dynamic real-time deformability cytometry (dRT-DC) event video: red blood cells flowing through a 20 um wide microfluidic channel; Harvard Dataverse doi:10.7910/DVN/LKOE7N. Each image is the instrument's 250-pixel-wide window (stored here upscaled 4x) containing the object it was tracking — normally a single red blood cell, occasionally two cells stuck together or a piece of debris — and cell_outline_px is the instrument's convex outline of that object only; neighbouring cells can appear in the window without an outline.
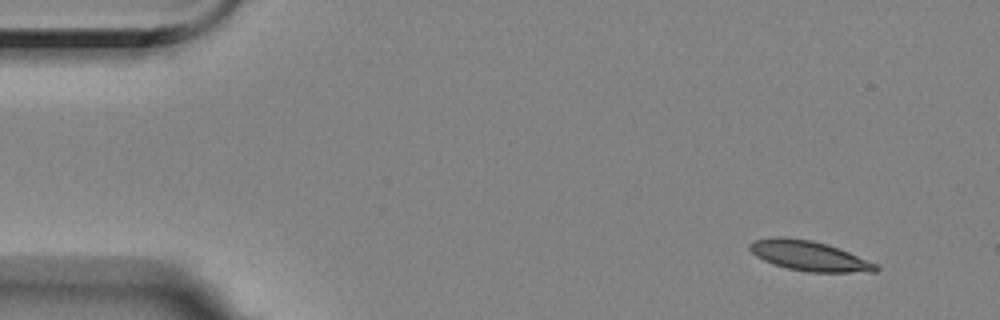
{"species": "Egyptian fruit bat (a non-hibernating species)", "species_latin": "Rousettus aegyptiacus", "temperature_condition": "room temperature", "stored_images_in_passage": 53, "camera_frame_rate_fps": 3000, "um_per_image_px": 0.085, "animal": {"sex": "female"}, "frame": {"image": 1, "passage_image": 1, "time_ms": 0.0, "image_size_px": [1000, 320], "cell_outline_px": [[880, 268], [876, 272], [808, 272], [788, 268], [772, 264], [756, 256], [748, 248], [748, 244], [752, 240], [772, 236], [780, 236], [812, 240], [828, 244], [840, 248], [876, 264]], "centroid_in_image_um": [68.74, 21.73], "position_along_channel_um": 16.3, "area_um2": 22.2}}
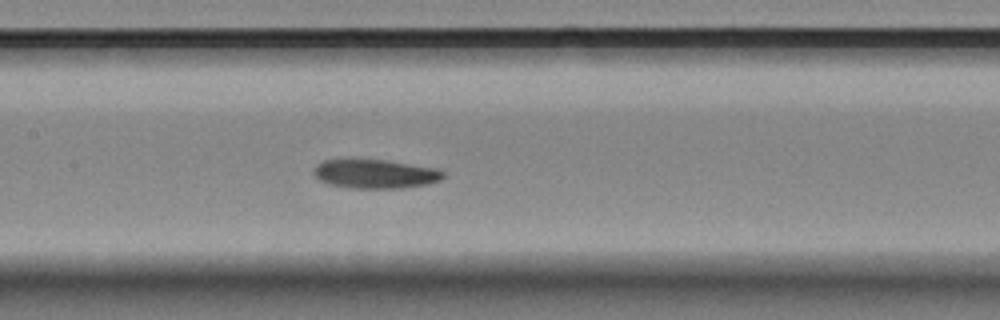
{"frame": {"image": 2, "passage_image": 23, "time_ms": 7.333, "image_size_px": [1000, 320], "cell_outline_px": [[444, 176], [440, 180], [428, 184], [404, 188], [348, 188], [328, 184], [320, 180], [312, 172], [316, 164], [324, 160], [348, 156], [356, 156], [388, 160], [440, 168], [444, 172]], "centroid_in_image_um": [31.85, 14.72], "position_along_channel_um": 175.6, "area_um2": 23.12}}
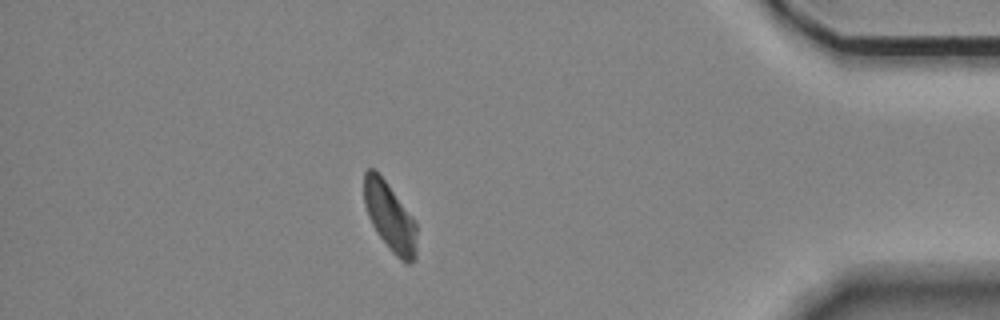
{"frame": {"image": 3, "passage_image": 46, "time_ms": 15.0, "image_size_px": [1000, 320], "cell_outline_px": [[416, 260], [408, 264], [400, 260], [392, 252], [380, 236], [372, 224], [368, 216], [364, 204], [364, 172], [368, 168], [372, 168], [384, 180], [416, 224]], "centroid_in_image_um": [33.12, 18.48], "position_along_channel_um": 402.1, "area_um2": 20.4}, "authors_computed_cell_mechanics": {"area_um2": 22.1952, "velocity_mm_per_s": 3.498, "shape_relaxation_time_tau1_ms": 8.4631, "shape_relaxation_time_tau2_ms": null, "deformation_change_tau1": 0.1426, "deformation_change_tau2": null}}